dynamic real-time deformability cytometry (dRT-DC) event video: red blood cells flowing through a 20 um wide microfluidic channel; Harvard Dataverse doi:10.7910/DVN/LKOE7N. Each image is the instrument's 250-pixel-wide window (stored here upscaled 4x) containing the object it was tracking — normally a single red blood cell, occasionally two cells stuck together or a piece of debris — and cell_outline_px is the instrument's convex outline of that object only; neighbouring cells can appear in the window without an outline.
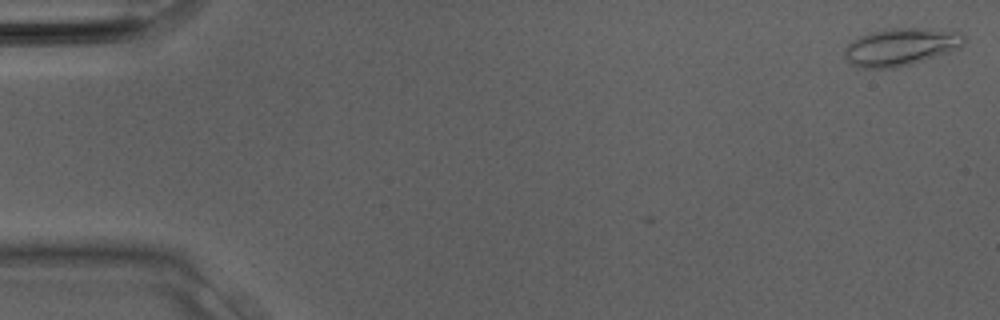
{"species": "Egyptian fruit bat (a non-hibernating species)", "species_latin": "Rousettus aegyptiacus", "temperature_condition": "room temperature", "stored_images_in_passage": 2, "camera_frame_rate_fps": 3000, "um_per_image_px": 0.085, "animal": {"sex": "male"}, "frame": {"image": 1, "passage_image": 2, "time_ms": 0.333, "image_size_px": [1000, 320], "cell_outline_px": [[968, 40], [960, 48], [908, 64], [892, 68], [864, 68], [852, 64], [844, 60], [844, 48], [852, 40], [860, 36], [872, 32], [892, 28], [924, 28], [964, 32]], "centroid_in_image_um": [76.58, 3.96], "position_along_channel_um": 8.4, "area_um2": 26.07}}